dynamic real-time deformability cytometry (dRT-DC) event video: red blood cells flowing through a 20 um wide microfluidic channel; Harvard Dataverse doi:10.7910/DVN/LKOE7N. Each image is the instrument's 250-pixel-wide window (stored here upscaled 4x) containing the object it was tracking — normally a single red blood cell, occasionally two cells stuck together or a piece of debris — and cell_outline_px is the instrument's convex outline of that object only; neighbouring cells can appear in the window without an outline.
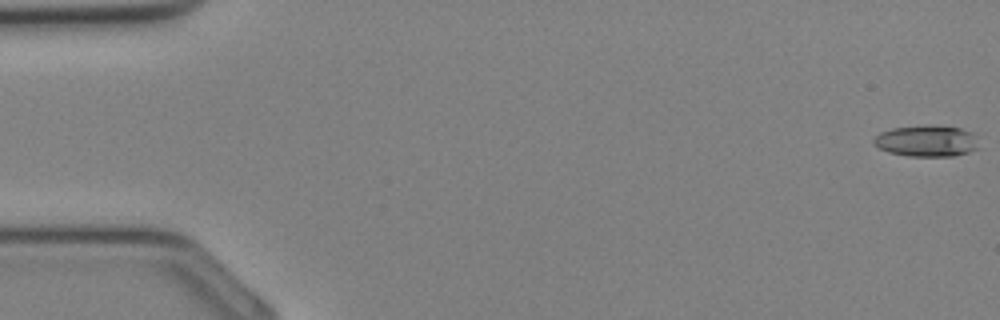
{"species": "Egyptian fruit bat (a non-hibernating species)", "species_latin": "Rousettus aegyptiacus", "temperature_condition": "cold", "stored_images_in_passage": 7, "camera_frame_rate_fps": 3000, "um_per_image_px": 0.085, "animal": {"sex": "female"}, "frame": {"image": 1, "passage_image": 1, "time_ms": 0.0, "image_size_px": [1000, 320], "cell_outline_px": [[980, 148], [956, 156], [908, 156], [888, 152], [872, 144], [872, 140], [880, 132], [892, 128], [924, 124], [928, 124], [960, 128], [972, 132]], "centroid_in_image_um": [78.75, 11.97], "position_along_channel_um": 6.3, "area_um2": 19.48}}